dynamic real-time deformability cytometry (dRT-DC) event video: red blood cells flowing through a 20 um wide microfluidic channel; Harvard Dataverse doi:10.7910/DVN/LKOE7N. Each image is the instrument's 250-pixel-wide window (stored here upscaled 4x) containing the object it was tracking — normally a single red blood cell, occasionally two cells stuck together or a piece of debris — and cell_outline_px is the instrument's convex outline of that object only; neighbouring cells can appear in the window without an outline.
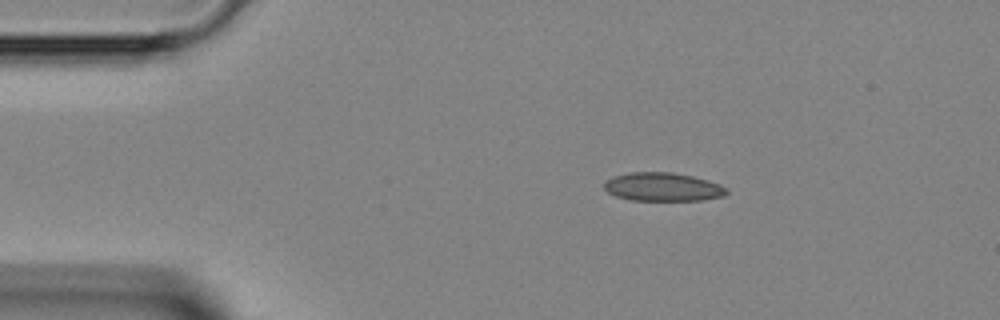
{"species": "Egyptian fruit bat (a non-hibernating species)", "species_latin": "Rousettus aegyptiacus", "temperature_condition": "room temperature", "stored_images_in_passage": 39, "camera_frame_rate_fps": 3000, "um_per_image_px": 0.085, "animal": {"sex": "female"}, "frame": {"image": 1, "passage_image": 1, "time_ms": 0.0, "image_size_px": [1000, 320], "cell_outline_px": [[728, 192], [724, 196], [700, 200], [632, 200], [616, 196], [608, 192], [604, 188], [604, 180], [628, 172], [672, 172], [692, 176], [708, 180], [720, 184], [728, 188]], "centroid_in_image_um": [56.35, 15.88], "position_along_channel_um": 28.7, "area_um2": 20.35}}
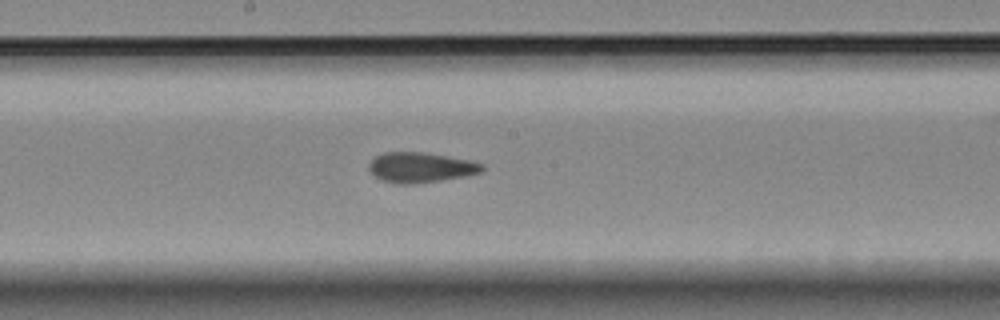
{"frame": {"image": 2, "passage_image": 17, "time_ms": 5.333, "image_size_px": [1000, 320], "cell_outline_px": [[484, 168], [480, 172], [464, 176], [440, 180], [412, 184], [400, 184], [380, 180], [368, 168], [368, 164], [376, 156], [384, 152], [424, 152], [468, 160], [484, 164]], "centroid_in_image_um": [35.73, 14.23], "position_along_channel_um": 212.5, "area_um2": 19.65}}
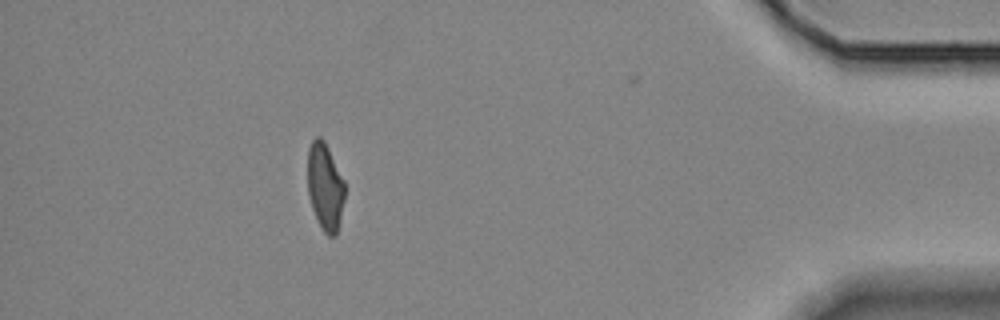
{"frame": {"image": 3, "passage_image": 34, "time_ms": 11.0, "image_size_px": [1000, 320], "cell_outline_px": [[344, 200], [340, 220], [336, 236], [328, 236], [324, 232], [312, 208], [308, 192], [308, 148], [312, 140], [316, 136], [320, 136], [324, 140], [344, 180]], "centroid_in_image_um": [27.63, 15.85], "position_along_channel_um": 407.6, "area_um2": 18.73}}